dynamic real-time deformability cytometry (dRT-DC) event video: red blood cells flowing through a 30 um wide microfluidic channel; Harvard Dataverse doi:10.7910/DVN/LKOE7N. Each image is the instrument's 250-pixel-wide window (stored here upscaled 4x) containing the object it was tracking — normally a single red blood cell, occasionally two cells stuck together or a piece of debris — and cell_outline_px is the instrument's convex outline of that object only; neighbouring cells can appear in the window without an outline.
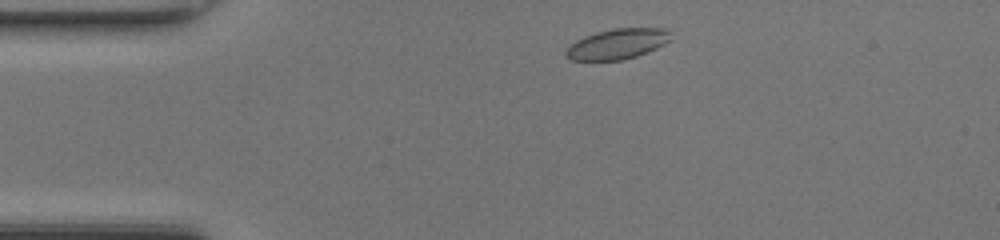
{"species": "common noctule bat (a hibernating species)", "species_latin": "Nyctalus noctula", "temperature_condition": "room temperature", "stored_images_in_passage": 40, "camera_frame_rate_fps": 3000, "um_per_image_px": 0.085, "animal": {"sex": "female", "body_mass_g": 17.0, "forearm_length_mm": 48.0}, "frame": {"image": 1, "passage_image": 2, "time_ms": 0.333, "image_size_px": [1000, 240], "cell_outline_px": [[672, 40], [656, 48], [636, 56], [620, 60], [572, 60], [564, 52], [576, 40], [584, 36], [596, 32], [612, 28], [672, 28]], "centroid_in_image_um": [52.55, 3.71], "position_along_channel_um": 32.4, "area_um2": 18.61}}
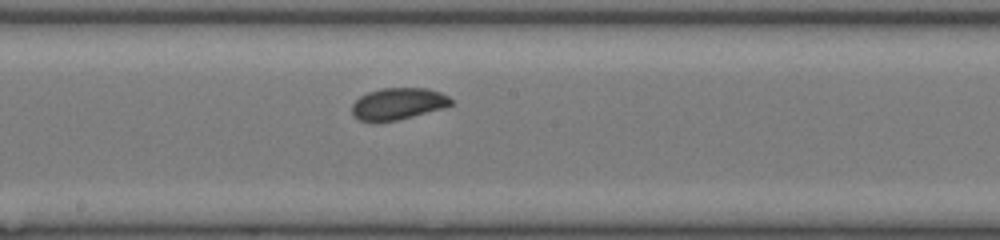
{"frame": {"image": 2, "passage_image": 18, "time_ms": 5.667, "image_size_px": [1000, 240], "cell_outline_px": [[452, 104], [444, 108], [396, 120], [372, 124], [360, 120], [352, 116], [352, 104], [360, 96], [368, 92], [384, 88], [428, 88], [440, 92], [448, 96], [452, 100]], "centroid_in_image_um": [33.79, 8.84], "position_along_channel_um": 214.4, "area_um2": 18.55}}
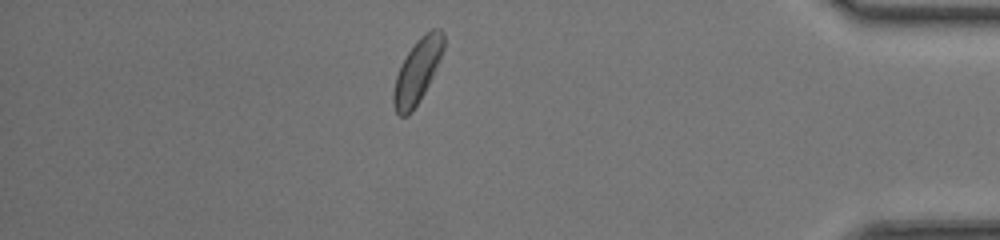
{"frame": {"image": 3, "passage_image": 34, "time_ms": 11.0, "image_size_px": [1000, 240], "cell_outline_px": [[444, 48], [432, 76], [424, 92], [412, 112], [408, 116], [400, 116], [396, 112], [392, 104], [392, 92], [396, 76], [400, 64], [416, 40], [424, 32], [432, 28], [440, 28], [444, 32]], "centroid_in_image_um": [35.45, 6.03], "position_along_channel_um": 399.8, "area_um2": 18.73}, "authors_computed_cell_mechanics": {"area_um2": 18.5538, "velocity_mm_per_s": 4.2814, "shape_relaxation_time_tau1_ms": 4.7509, "shape_relaxation_time_tau2_ms": null, "deformation_change_tau1": 0.1067, "deformation_change_tau2": null}}